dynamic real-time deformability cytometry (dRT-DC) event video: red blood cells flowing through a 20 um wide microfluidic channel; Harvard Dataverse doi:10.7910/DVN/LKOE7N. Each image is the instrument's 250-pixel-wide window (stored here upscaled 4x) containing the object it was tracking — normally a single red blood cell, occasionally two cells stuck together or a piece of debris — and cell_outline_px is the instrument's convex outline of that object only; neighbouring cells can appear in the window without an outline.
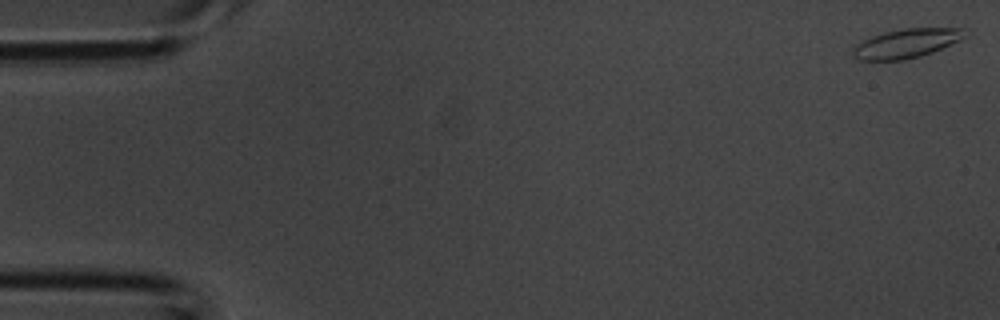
{"species": "common noctule bat (a hibernating species)", "species_latin": "Nyctalus noctula", "temperature_condition": "room temperature", "stored_images_in_passage": 39, "camera_frame_rate_fps": 3000, "um_per_image_px": 0.085, "animal": {"sex": "male", "body_mass_g": 20.1, "forearm_length_mm": 53.5}, "frame": {"image": 1, "passage_image": 1, "time_ms": 0.0, "image_size_px": [1000, 320], "cell_outline_px": [[968, 36], [960, 40], [932, 52], [920, 56], [904, 60], [860, 60], [852, 56], [852, 48], [856, 44], [872, 36], [884, 32], [904, 28], [964, 28]], "centroid_in_image_um": [77.04, 3.68], "position_along_channel_um": 8.0, "area_um2": 19.02}}
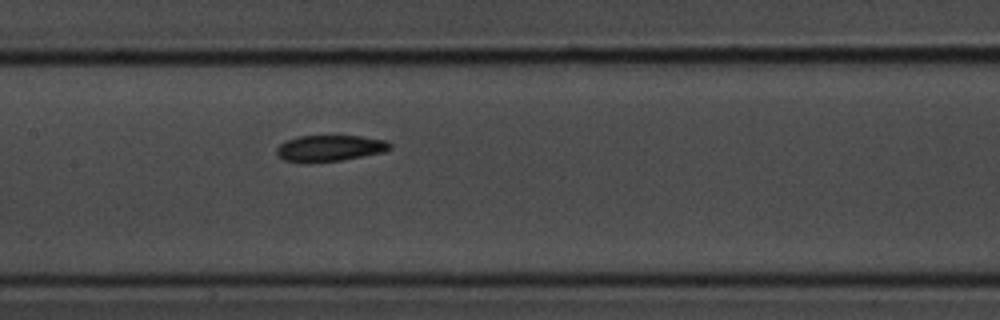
{"frame": {"image": 2, "passage_image": 19, "time_ms": 6.0, "image_size_px": [1000, 320], "cell_outline_px": [[392, 148], [384, 152], [340, 160], [304, 164], [284, 160], [276, 152], [276, 148], [284, 140], [296, 136], [360, 136], [384, 140], [392, 144]], "centroid_in_image_um": [27.98, 12.6], "position_along_channel_um": 179.4, "area_um2": 17.51}}
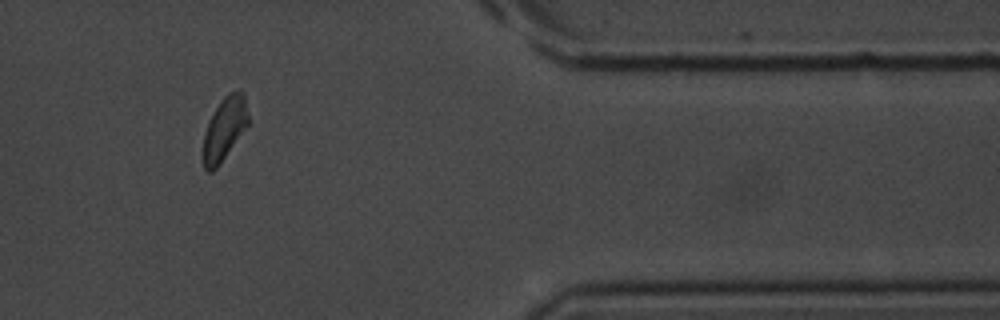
{"frame": {"image": 3, "passage_image": 33, "time_ms": 10.667, "image_size_px": [1000, 320], "cell_outline_px": [[248, 124], [216, 168], [212, 172], [208, 172], [204, 168], [204, 132], [208, 120], [220, 100], [228, 92], [240, 88], [244, 92], [248, 116]], "centroid_in_image_um": [19.08, 10.86], "position_along_channel_um": 392.3, "area_um2": 16.42}}